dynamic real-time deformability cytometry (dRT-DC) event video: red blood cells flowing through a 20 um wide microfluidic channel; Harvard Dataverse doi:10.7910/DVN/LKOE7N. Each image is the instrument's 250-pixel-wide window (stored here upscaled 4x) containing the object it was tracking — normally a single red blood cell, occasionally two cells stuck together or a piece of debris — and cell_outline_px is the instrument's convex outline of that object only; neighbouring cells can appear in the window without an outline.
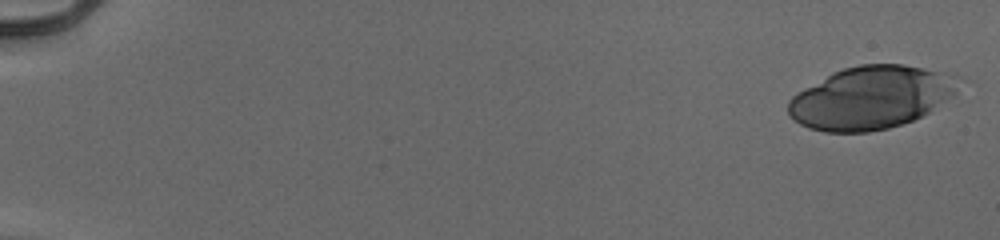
{"species": "human", "species_latin": "Homo sapiens", "temperature_condition": "cold", "stored_images_in_passage": 43, "camera_frame_rate_fps": 3000, "um_per_image_px": 0.085, "donor": {"sex": "male"}, "frame": {"image": 1, "passage_image": 1, "time_ms": 0.0, "image_size_px": [1000, 240], "cell_outline_px": [[968, 80], [952, 96], [928, 112], [912, 120], [888, 128], [868, 132], [824, 132], [808, 128], [800, 124], [788, 112], [788, 100], [796, 92], [832, 72], [844, 68], [860, 64], [904, 64], [956, 72]], "centroid_in_image_um": [74.13, 8.25], "position_along_channel_um": 10.9, "area_um2": 63.35}}